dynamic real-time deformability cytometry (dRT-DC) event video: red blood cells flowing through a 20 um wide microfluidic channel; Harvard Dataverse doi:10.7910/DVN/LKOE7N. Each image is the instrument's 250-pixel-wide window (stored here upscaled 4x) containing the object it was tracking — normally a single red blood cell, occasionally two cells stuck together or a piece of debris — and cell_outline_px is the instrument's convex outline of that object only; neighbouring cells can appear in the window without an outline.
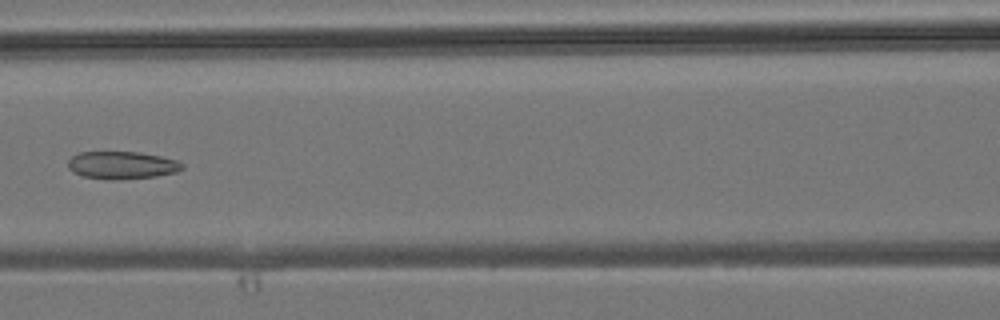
{"species": "common noctule bat (a hibernating species)", "species_latin": "Nyctalus noctula", "temperature_condition": "room temperature", "stored_images_in_passage": 5, "camera_frame_rate_fps": 3000, "um_per_image_px": 0.085, "animal": {"sex": "male", "body_mass_g": 19.2, "forearm_length_mm": 51.8}, "frame": {"image": 1, "passage_image": 5, "time_ms": 6.667, "image_size_px": [1000, 320], "cell_outline_px": [[184, 168], [176, 172], [156, 176], [116, 180], [112, 180], [84, 176], [72, 172], [68, 168], [68, 160], [72, 156], [80, 152], [140, 152], [160, 156], [176, 160], [184, 164]], "centroid_in_image_um": [10.36, 14.04], "position_along_channel_um": 156.2, "area_um2": 18.38}}